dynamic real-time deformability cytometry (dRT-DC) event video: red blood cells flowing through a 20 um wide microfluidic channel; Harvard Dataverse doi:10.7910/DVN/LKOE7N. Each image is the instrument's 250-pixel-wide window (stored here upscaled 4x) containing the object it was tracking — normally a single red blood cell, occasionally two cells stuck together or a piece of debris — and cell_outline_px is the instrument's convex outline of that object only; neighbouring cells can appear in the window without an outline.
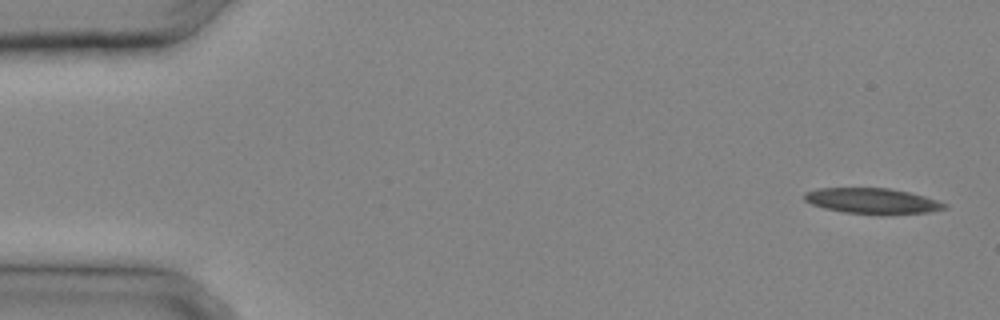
{"species": "common noctule bat (a hibernating species)", "species_latin": "Nyctalus noctula", "temperature_condition": "cold", "stored_images_in_passage": 21, "camera_frame_rate_fps": 3000, "um_per_image_px": 0.085, "animal": {"sex": "male", "body_mass_g": 20.4}, "frame": {"image": 1, "passage_image": 1, "time_ms": 0.0, "image_size_px": [1000, 320], "cell_outline_px": [[948, 208], [928, 212], [888, 216], [880, 216], [844, 212], [824, 208], [812, 204], [804, 200], [804, 192], [816, 188], [888, 188], [908, 192], [924, 196], [948, 204]], "centroid_in_image_um": [74.16, 17.1], "position_along_channel_um": 10.8, "area_um2": 21.39}}
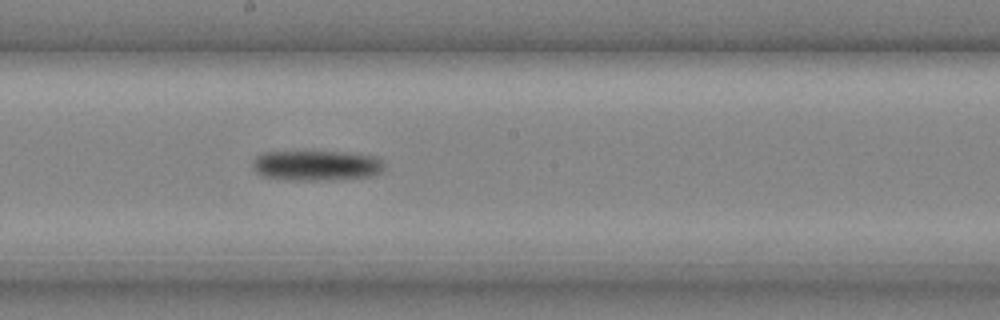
{"frame": {"image": 2, "passage_image": 17, "time_ms": 5.333, "image_size_px": [1000, 320], "cell_outline_px": [[384, 168], [380, 172], [372, 176], [332, 180], [292, 180], [264, 176], [256, 172], [252, 168], [252, 160], [256, 156], [264, 152], [344, 152], [376, 156], [384, 164]], "centroid_in_image_um": [26.89, 14.07], "position_along_channel_um": 221.3, "area_um2": 23.24}}
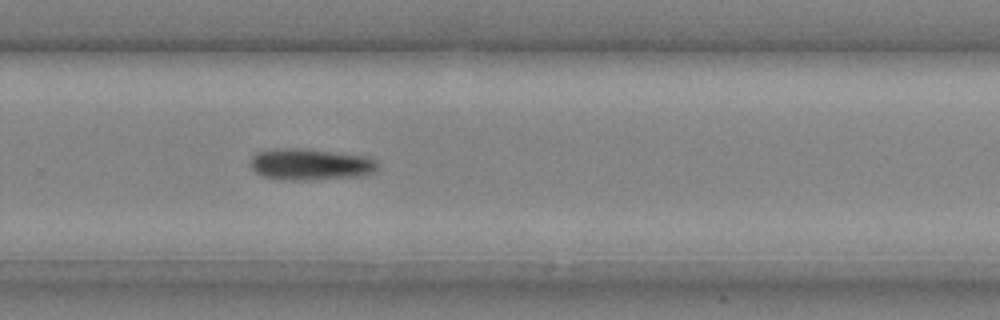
{"frame": {"image": 3, "passage_image": 21, "time_ms": 6.667, "image_size_px": [1000, 320], "cell_outline_px": [[376, 172], [364, 176], [304, 180], [284, 180], [260, 176], [252, 168], [252, 156], [256, 152], [276, 148], [304, 148], [368, 156], [376, 160]], "centroid_in_image_um": [26.4, 13.97], "position_along_channel_um": 303.4, "area_um2": 23.58}}